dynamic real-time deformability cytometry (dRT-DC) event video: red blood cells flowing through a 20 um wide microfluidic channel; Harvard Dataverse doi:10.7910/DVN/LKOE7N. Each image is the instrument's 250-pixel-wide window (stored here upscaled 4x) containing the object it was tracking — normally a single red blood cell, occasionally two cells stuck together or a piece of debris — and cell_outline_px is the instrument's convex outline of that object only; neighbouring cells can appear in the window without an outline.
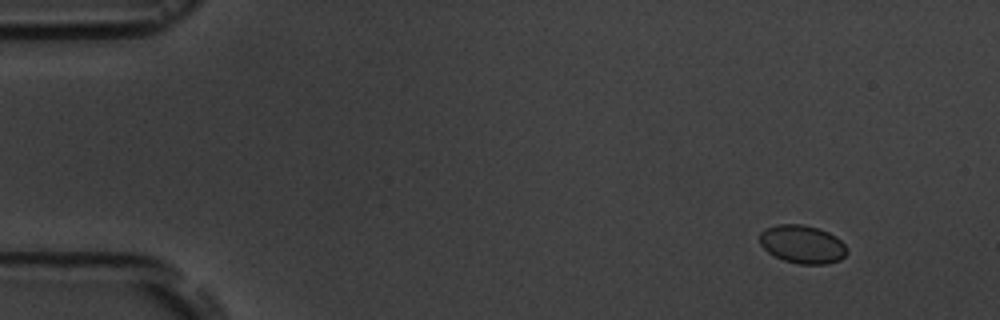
{"species": "common noctule bat (a hibernating species)", "species_latin": "Nyctalus noctula", "temperature_condition": "room temperature", "stored_images_in_passage": 11, "camera_frame_rate_fps": 3000, "um_per_image_px": 0.085, "animal": {"sex": "male", "body_mass_g": 19.5, "forearm_length_mm": 54.6}, "frame": {"image": 1, "passage_image": 2, "time_ms": 1.333, "image_size_px": [1000, 320], "cell_outline_px": [[848, 252], [840, 260], [824, 264], [800, 264], [784, 260], [768, 252], [760, 244], [760, 232], [764, 228], [776, 224], [800, 224], [816, 228], [828, 232], [836, 236], [848, 248]], "centroid_in_image_um": [68.2, 20.75], "position_along_channel_um": 16.8, "area_um2": 19.42}}
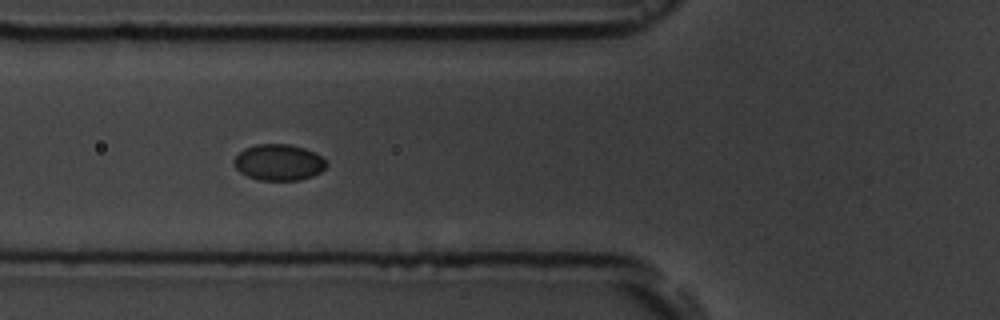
{"frame": {"image": 2, "passage_image": 6, "time_ms": 6.667, "image_size_px": [1000, 320], "cell_outline_px": [[328, 164], [320, 172], [312, 176], [300, 180], [260, 180], [248, 176], [240, 172], [236, 168], [232, 160], [244, 148], [256, 144], [288, 144], [304, 148], [316, 152]], "centroid_in_image_um": [23.68, 13.79], "position_along_channel_um": 102.1, "area_um2": 19.48}}
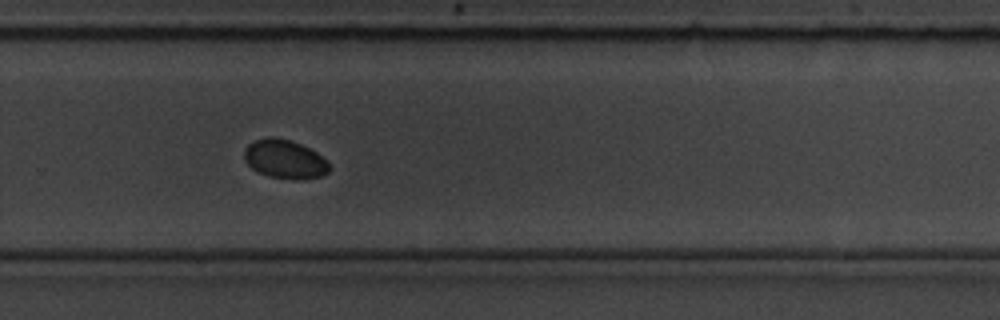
{"frame": {"image": 3, "passage_image": 11, "time_ms": 12.333, "image_size_px": [1000, 320], "cell_outline_px": [[328, 172], [320, 176], [300, 180], [296, 180], [268, 176], [256, 172], [244, 160], [244, 148], [248, 144], [256, 140], [268, 136], [272, 136], [288, 140], [300, 144], [316, 152], [328, 164]], "centroid_in_image_um": [24.14, 13.54], "position_along_channel_um": 305.7, "area_um2": 19.07}}